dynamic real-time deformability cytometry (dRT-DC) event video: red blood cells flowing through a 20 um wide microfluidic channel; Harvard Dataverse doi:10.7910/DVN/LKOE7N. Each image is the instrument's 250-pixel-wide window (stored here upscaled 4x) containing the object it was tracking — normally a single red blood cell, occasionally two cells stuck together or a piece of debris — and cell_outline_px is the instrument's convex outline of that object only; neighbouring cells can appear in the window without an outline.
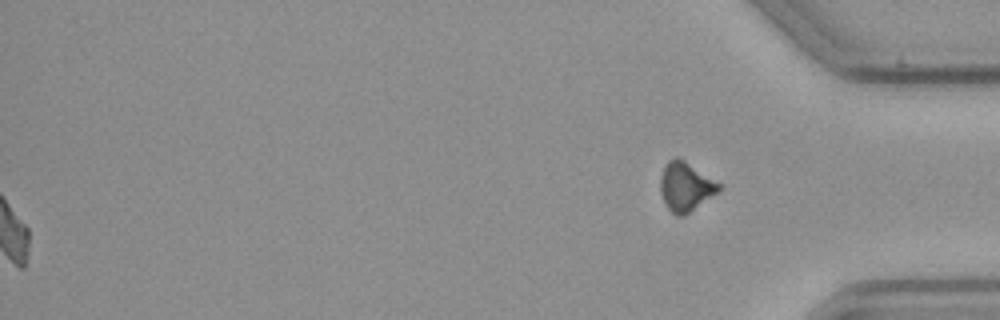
{"species": "common noctule bat (a hibernating species)", "species_latin": "Nyctalus noctula", "temperature_condition": "cold", "stored_images_in_passage": 49, "segment_of_instrument_passage": [2, 2], "camera_frame_rate_fps": 3000, "um_per_image_px": 0.085, "animal": {"sex": "male", "body_mass_g": 23.1, "forearm_length_mm": 52.7}, "frame": {"image": 1, "passage_image": 49, "time_ms": 16.0, "image_size_px": [1000, 320], "cell_outline_px": [[720, 188], [716, 192], [684, 216], [676, 216], [664, 204], [660, 192], [660, 176], [668, 160], [676, 156], [684, 160], [720, 184]], "centroid_in_image_um": [58.21, 15.86], "position_along_channel_um": 377.0, "area_um2": 16.36}}